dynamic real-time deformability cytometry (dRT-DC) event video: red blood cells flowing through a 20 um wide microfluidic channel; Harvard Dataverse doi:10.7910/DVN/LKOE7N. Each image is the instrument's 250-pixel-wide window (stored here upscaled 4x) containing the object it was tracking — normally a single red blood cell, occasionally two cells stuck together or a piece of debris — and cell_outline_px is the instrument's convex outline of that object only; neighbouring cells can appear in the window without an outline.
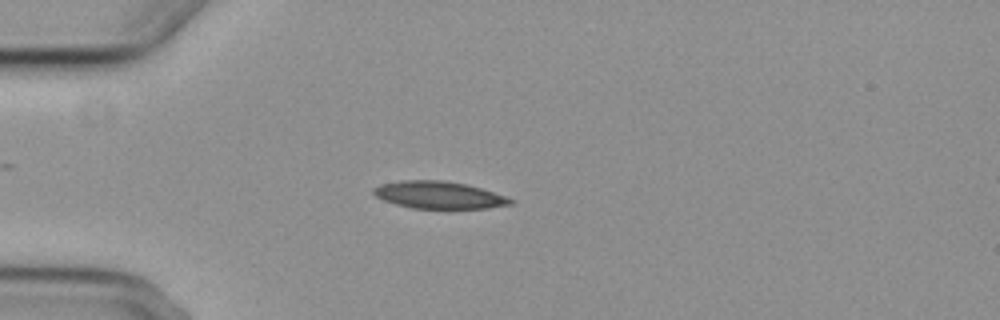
{"species": "common noctule bat (a hibernating species)", "species_latin": "Nyctalus noctula", "temperature_condition": "cold", "stored_images_in_passage": 7, "camera_frame_rate_fps": 3000, "um_per_image_px": 0.085, "animal": {"sex": "female", "body_mass_g": 29.2, "forearm_length_mm": 56.3}, "frame": {"image": 1, "passage_image": 4, "time_ms": 3.667, "image_size_px": [1000, 320], "cell_outline_px": [[516, 200], [512, 204], [488, 208], [412, 208], [396, 204], [384, 200], [376, 196], [372, 192], [372, 188], [380, 184], [404, 180], [444, 180], [468, 184]], "centroid_in_image_um": [37.29, 16.57], "position_along_channel_um": 47.7, "area_um2": 21.68}}
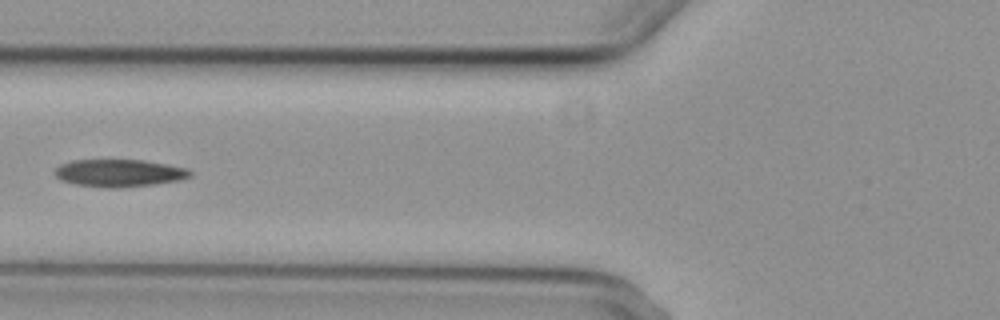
{"frame": {"image": 2, "passage_image": 6, "time_ms": 6.0, "image_size_px": [1000, 320], "cell_outline_px": [[192, 176], [180, 180], [156, 184], [120, 188], [104, 188], [76, 184], [60, 180], [52, 172], [60, 164], [72, 160], [144, 160], [168, 164], [188, 168], [192, 172]], "centroid_in_image_um": [10.14, 14.71], "position_along_channel_um": 115.7, "area_um2": 21.96}}
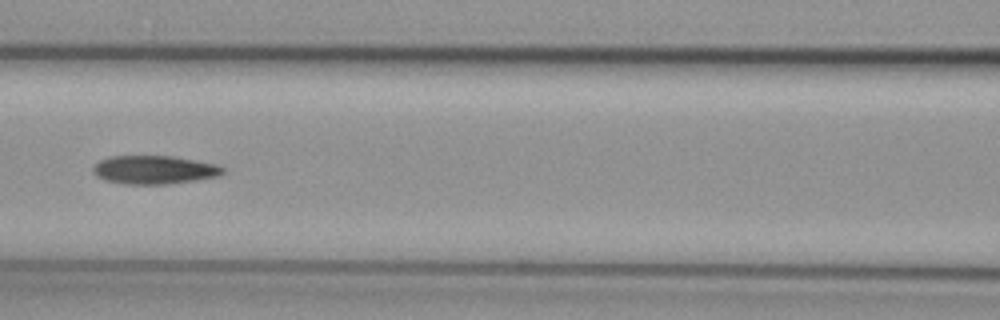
{"frame": {"image": 3, "passage_image": 7, "time_ms": 7.0, "image_size_px": [1000, 320], "cell_outline_px": [[224, 172], [220, 176], [196, 180], [168, 184], [124, 184], [108, 180], [96, 176], [92, 172], [92, 168], [100, 160], [108, 156], [172, 156], [196, 160], [216, 164], [224, 168]], "centroid_in_image_um": [13.12, 14.43], "position_along_channel_um": 153.5, "area_um2": 21.56}}